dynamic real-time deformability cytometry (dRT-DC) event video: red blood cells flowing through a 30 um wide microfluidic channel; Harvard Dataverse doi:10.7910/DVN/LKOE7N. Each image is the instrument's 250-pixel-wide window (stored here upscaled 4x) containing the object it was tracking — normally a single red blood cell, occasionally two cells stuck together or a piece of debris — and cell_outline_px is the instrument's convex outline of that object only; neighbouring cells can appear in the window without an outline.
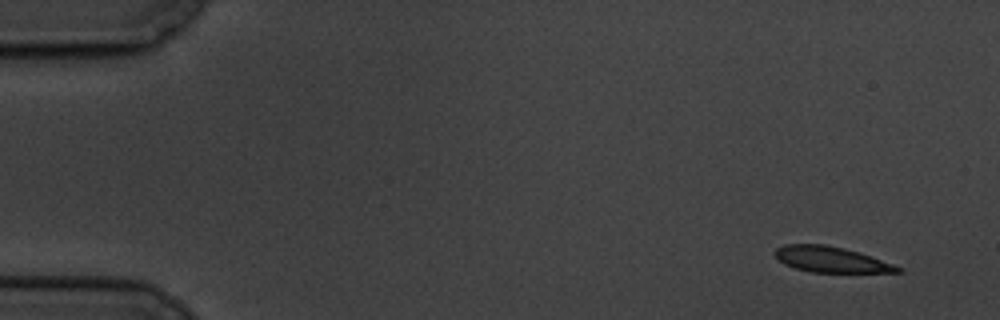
{"species": "common noctule bat (a hibernating species)", "species_latin": "Nyctalus noctula", "temperature_condition": "cold", "stored_images_in_passage": 12, "camera_frame_rate_fps": 3000, "um_per_image_px": 0.085, "animal": {"sex": "male", "body_mass_g": 19.5, "forearm_length_mm": 54.6}, "frame": {"image": 1, "passage_image": 1, "time_ms": 0.0, "image_size_px": [1000, 320], "cell_outline_px": [[904, 272], [812, 272], [796, 268], [784, 264], [772, 252], [776, 248], [784, 244], [824, 244], [844, 248], [860, 252], [872, 256], [904, 268]], "centroid_in_image_um": [70.66, 22.05], "position_along_channel_um": 14.3, "area_um2": 18.44}}
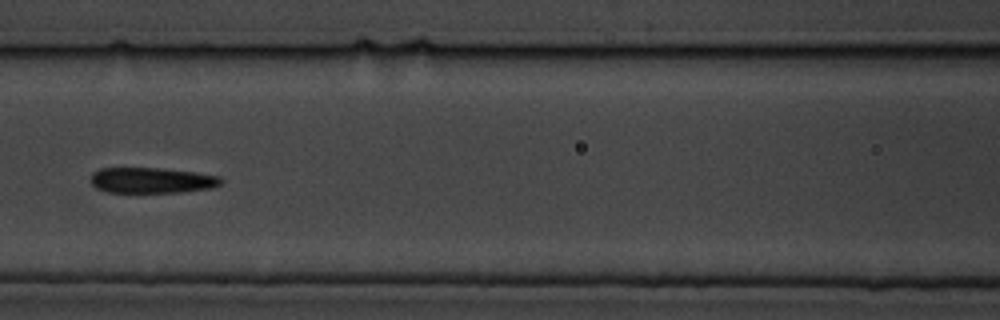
{"frame": {"image": 2, "passage_image": 7, "time_ms": 7.667, "image_size_px": [1000, 320], "cell_outline_px": [[224, 180], [220, 184], [212, 188], [184, 192], [108, 192], [96, 188], [92, 184], [92, 172], [100, 168], [160, 168], [196, 172], [220, 176]], "centroid_in_image_um": [12.93, 15.32], "position_along_channel_um": 153.7, "area_um2": 19.54}}
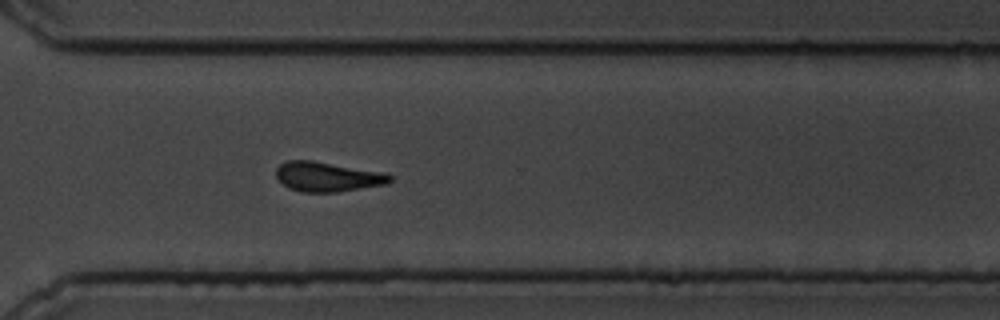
{"frame": {"image": 3, "passage_image": 12, "time_ms": 13.333, "image_size_px": [1000, 320], "cell_outline_px": [[392, 180], [388, 184], [336, 192], [300, 192], [288, 188], [276, 176], [276, 168], [280, 164], [288, 160], [312, 160], [384, 172], [392, 176]], "centroid_in_image_um": [27.84, 15.02], "position_along_channel_um": 342.8, "area_um2": 19.77}}